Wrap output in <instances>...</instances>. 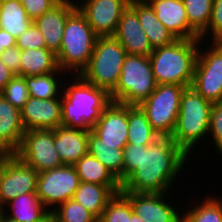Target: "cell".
Listing matches in <instances>:
<instances>
[{
  "mask_svg": "<svg viewBox=\"0 0 222 222\" xmlns=\"http://www.w3.org/2000/svg\"><path fill=\"white\" fill-rule=\"evenodd\" d=\"M32 23L21 0H4L0 5V28L15 38L25 32Z\"/></svg>",
  "mask_w": 222,
  "mask_h": 222,
  "instance_id": "cell-28",
  "label": "cell"
},
{
  "mask_svg": "<svg viewBox=\"0 0 222 222\" xmlns=\"http://www.w3.org/2000/svg\"><path fill=\"white\" fill-rule=\"evenodd\" d=\"M211 36H210V35ZM219 42L222 39V0H214L212 14L207 29L200 35V40Z\"/></svg>",
  "mask_w": 222,
  "mask_h": 222,
  "instance_id": "cell-37",
  "label": "cell"
},
{
  "mask_svg": "<svg viewBox=\"0 0 222 222\" xmlns=\"http://www.w3.org/2000/svg\"><path fill=\"white\" fill-rule=\"evenodd\" d=\"M212 104L191 86L186 87L181 95L180 109L171 137L189 157L193 156V149L208 138Z\"/></svg>",
  "mask_w": 222,
  "mask_h": 222,
  "instance_id": "cell-4",
  "label": "cell"
},
{
  "mask_svg": "<svg viewBox=\"0 0 222 222\" xmlns=\"http://www.w3.org/2000/svg\"><path fill=\"white\" fill-rule=\"evenodd\" d=\"M80 182L98 185H121L111 172L93 155L87 153L74 164Z\"/></svg>",
  "mask_w": 222,
  "mask_h": 222,
  "instance_id": "cell-30",
  "label": "cell"
},
{
  "mask_svg": "<svg viewBox=\"0 0 222 222\" xmlns=\"http://www.w3.org/2000/svg\"><path fill=\"white\" fill-rule=\"evenodd\" d=\"M16 46L20 50L45 48V39L40 30L32 23L29 28L16 38Z\"/></svg>",
  "mask_w": 222,
  "mask_h": 222,
  "instance_id": "cell-38",
  "label": "cell"
},
{
  "mask_svg": "<svg viewBox=\"0 0 222 222\" xmlns=\"http://www.w3.org/2000/svg\"><path fill=\"white\" fill-rule=\"evenodd\" d=\"M6 154L0 149V157H4Z\"/></svg>",
  "mask_w": 222,
  "mask_h": 222,
  "instance_id": "cell-45",
  "label": "cell"
},
{
  "mask_svg": "<svg viewBox=\"0 0 222 222\" xmlns=\"http://www.w3.org/2000/svg\"><path fill=\"white\" fill-rule=\"evenodd\" d=\"M120 193L130 202L133 212L144 222H182L179 204L177 207L173 206L171 197L166 199L169 193Z\"/></svg>",
  "mask_w": 222,
  "mask_h": 222,
  "instance_id": "cell-14",
  "label": "cell"
},
{
  "mask_svg": "<svg viewBox=\"0 0 222 222\" xmlns=\"http://www.w3.org/2000/svg\"><path fill=\"white\" fill-rule=\"evenodd\" d=\"M157 82L147 56H125L116 88L110 93L112 102L140 105L155 90Z\"/></svg>",
  "mask_w": 222,
  "mask_h": 222,
  "instance_id": "cell-7",
  "label": "cell"
},
{
  "mask_svg": "<svg viewBox=\"0 0 222 222\" xmlns=\"http://www.w3.org/2000/svg\"><path fill=\"white\" fill-rule=\"evenodd\" d=\"M0 60L12 71V73L20 76L21 50L17 46L6 49L0 54Z\"/></svg>",
  "mask_w": 222,
  "mask_h": 222,
  "instance_id": "cell-40",
  "label": "cell"
},
{
  "mask_svg": "<svg viewBox=\"0 0 222 222\" xmlns=\"http://www.w3.org/2000/svg\"><path fill=\"white\" fill-rule=\"evenodd\" d=\"M132 213L130 202L117 193L106 205L98 222H131Z\"/></svg>",
  "mask_w": 222,
  "mask_h": 222,
  "instance_id": "cell-34",
  "label": "cell"
},
{
  "mask_svg": "<svg viewBox=\"0 0 222 222\" xmlns=\"http://www.w3.org/2000/svg\"><path fill=\"white\" fill-rule=\"evenodd\" d=\"M91 130L97 135V144L126 145L128 105L111 102Z\"/></svg>",
  "mask_w": 222,
  "mask_h": 222,
  "instance_id": "cell-15",
  "label": "cell"
},
{
  "mask_svg": "<svg viewBox=\"0 0 222 222\" xmlns=\"http://www.w3.org/2000/svg\"><path fill=\"white\" fill-rule=\"evenodd\" d=\"M60 0H21L26 10L27 16L32 20H36L45 12H48Z\"/></svg>",
  "mask_w": 222,
  "mask_h": 222,
  "instance_id": "cell-39",
  "label": "cell"
},
{
  "mask_svg": "<svg viewBox=\"0 0 222 222\" xmlns=\"http://www.w3.org/2000/svg\"><path fill=\"white\" fill-rule=\"evenodd\" d=\"M185 88L177 84H157L151 95L140 104L159 136H172Z\"/></svg>",
  "mask_w": 222,
  "mask_h": 222,
  "instance_id": "cell-8",
  "label": "cell"
},
{
  "mask_svg": "<svg viewBox=\"0 0 222 222\" xmlns=\"http://www.w3.org/2000/svg\"><path fill=\"white\" fill-rule=\"evenodd\" d=\"M113 36L123 46L126 54L149 57L154 50L140 25L137 13L130 6L122 13Z\"/></svg>",
  "mask_w": 222,
  "mask_h": 222,
  "instance_id": "cell-18",
  "label": "cell"
},
{
  "mask_svg": "<svg viewBox=\"0 0 222 222\" xmlns=\"http://www.w3.org/2000/svg\"><path fill=\"white\" fill-rule=\"evenodd\" d=\"M0 93L8 102L20 110L30 97L25 78L18 75H15Z\"/></svg>",
  "mask_w": 222,
  "mask_h": 222,
  "instance_id": "cell-35",
  "label": "cell"
},
{
  "mask_svg": "<svg viewBox=\"0 0 222 222\" xmlns=\"http://www.w3.org/2000/svg\"><path fill=\"white\" fill-rule=\"evenodd\" d=\"M126 55L114 36H98L90 61L79 75L110 94L119 81Z\"/></svg>",
  "mask_w": 222,
  "mask_h": 222,
  "instance_id": "cell-6",
  "label": "cell"
},
{
  "mask_svg": "<svg viewBox=\"0 0 222 222\" xmlns=\"http://www.w3.org/2000/svg\"><path fill=\"white\" fill-rule=\"evenodd\" d=\"M0 222H17V221L10 219L9 217L5 216V215L0 211Z\"/></svg>",
  "mask_w": 222,
  "mask_h": 222,
  "instance_id": "cell-43",
  "label": "cell"
},
{
  "mask_svg": "<svg viewBox=\"0 0 222 222\" xmlns=\"http://www.w3.org/2000/svg\"><path fill=\"white\" fill-rule=\"evenodd\" d=\"M214 0H183L189 26L200 36L208 27Z\"/></svg>",
  "mask_w": 222,
  "mask_h": 222,
  "instance_id": "cell-32",
  "label": "cell"
},
{
  "mask_svg": "<svg viewBox=\"0 0 222 222\" xmlns=\"http://www.w3.org/2000/svg\"><path fill=\"white\" fill-rule=\"evenodd\" d=\"M14 76L15 74L0 60V92Z\"/></svg>",
  "mask_w": 222,
  "mask_h": 222,
  "instance_id": "cell-42",
  "label": "cell"
},
{
  "mask_svg": "<svg viewBox=\"0 0 222 222\" xmlns=\"http://www.w3.org/2000/svg\"><path fill=\"white\" fill-rule=\"evenodd\" d=\"M129 6L137 13L144 33L153 49L172 44L177 38L159 21L150 4L131 0Z\"/></svg>",
  "mask_w": 222,
  "mask_h": 222,
  "instance_id": "cell-23",
  "label": "cell"
},
{
  "mask_svg": "<svg viewBox=\"0 0 222 222\" xmlns=\"http://www.w3.org/2000/svg\"><path fill=\"white\" fill-rule=\"evenodd\" d=\"M120 191L121 185H98L80 182L72 199L99 219L108 202Z\"/></svg>",
  "mask_w": 222,
  "mask_h": 222,
  "instance_id": "cell-24",
  "label": "cell"
},
{
  "mask_svg": "<svg viewBox=\"0 0 222 222\" xmlns=\"http://www.w3.org/2000/svg\"><path fill=\"white\" fill-rule=\"evenodd\" d=\"M38 172L14 154L0 161V209L21 194L36 193Z\"/></svg>",
  "mask_w": 222,
  "mask_h": 222,
  "instance_id": "cell-12",
  "label": "cell"
},
{
  "mask_svg": "<svg viewBox=\"0 0 222 222\" xmlns=\"http://www.w3.org/2000/svg\"><path fill=\"white\" fill-rule=\"evenodd\" d=\"M124 146L97 144V135L89 130L88 153L99 160L121 184L123 183Z\"/></svg>",
  "mask_w": 222,
  "mask_h": 222,
  "instance_id": "cell-25",
  "label": "cell"
},
{
  "mask_svg": "<svg viewBox=\"0 0 222 222\" xmlns=\"http://www.w3.org/2000/svg\"><path fill=\"white\" fill-rule=\"evenodd\" d=\"M51 222H98V219L73 199L60 204L50 212Z\"/></svg>",
  "mask_w": 222,
  "mask_h": 222,
  "instance_id": "cell-33",
  "label": "cell"
},
{
  "mask_svg": "<svg viewBox=\"0 0 222 222\" xmlns=\"http://www.w3.org/2000/svg\"><path fill=\"white\" fill-rule=\"evenodd\" d=\"M60 75L63 77V75L67 76L68 73H66V71L64 70L59 69L58 71L53 73L38 76H25L24 78L29 90V95L33 98L38 99L62 98V79H65L67 77L61 78Z\"/></svg>",
  "mask_w": 222,
  "mask_h": 222,
  "instance_id": "cell-27",
  "label": "cell"
},
{
  "mask_svg": "<svg viewBox=\"0 0 222 222\" xmlns=\"http://www.w3.org/2000/svg\"><path fill=\"white\" fill-rule=\"evenodd\" d=\"M79 184L80 178L75 166L64 164L38 174L36 194L42 204L52 212L54 207L73 198Z\"/></svg>",
  "mask_w": 222,
  "mask_h": 222,
  "instance_id": "cell-10",
  "label": "cell"
},
{
  "mask_svg": "<svg viewBox=\"0 0 222 222\" xmlns=\"http://www.w3.org/2000/svg\"><path fill=\"white\" fill-rule=\"evenodd\" d=\"M203 42L201 40L191 87L204 99L222 103V44Z\"/></svg>",
  "mask_w": 222,
  "mask_h": 222,
  "instance_id": "cell-9",
  "label": "cell"
},
{
  "mask_svg": "<svg viewBox=\"0 0 222 222\" xmlns=\"http://www.w3.org/2000/svg\"><path fill=\"white\" fill-rule=\"evenodd\" d=\"M131 222H144L143 219L138 217L134 212L131 214Z\"/></svg>",
  "mask_w": 222,
  "mask_h": 222,
  "instance_id": "cell-44",
  "label": "cell"
},
{
  "mask_svg": "<svg viewBox=\"0 0 222 222\" xmlns=\"http://www.w3.org/2000/svg\"><path fill=\"white\" fill-rule=\"evenodd\" d=\"M208 136L214 143V151L222 156V103H213L210 112V125Z\"/></svg>",
  "mask_w": 222,
  "mask_h": 222,
  "instance_id": "cell-36",
  "label": "cell"
},
{
  "mask_svg": "<svg viewBox=\"0 0 222 222\" xmlns=\"http://www.w3.org/2000/svg\"><path fill=\"white\" fill-rule=\"evenodd\" d=\"M160 136L152 129L140 105H128V142L150 145Z\"/></svg>",
  "mask_w": 222,
  "mask_h": 222,
  "instance_id": "cell-29",
  "label": "cell"
},
{
  "mask_svg": "<svg viewBox=\"0 0 222 222\" xmlns=\"http://www.w3.org/2000/svg\"><path fill=\"white\" fill-rule=\"evenodd\" d=\"M68 79L71 84L66 82ZM67 80H64L61 98L62 125L91 130L112 102L110 94L88 83L80 75H74L72 79L68 77Z\"/></svg>",
  "mask_w": 222,
  "mask_h": 222,
  "instance_id": "cell-2",
  "label": "cell"
},
{
  "mask_svg": "<svg viewBox=\"0 0 222 222\" xmlns=\"http://www.w3.org/2000/svg\"><path fill=\"white\" fill-rule=\"evenodd\" d=\"M77 9L75 0H60L48 12L33 21L45 39V48L60 50L67 18Z\"/></svg>",
  "mask_w": 222,
  "mask_h": 222,
  "instance_id": "cell-17",
  "label": "cell"
},
{
  "mask_svg": "<svg viewBox=\"0 0 222 222\" xmlns=\"http://www.w3.org/2000/svg\"><path fill=\"white\" fill-rule=\"evenodd\" d=\"M14 155L38 173L64 165L54 146V129L25 131Z\"/></svg>",
  "mask_w": 222,
  "mask_h": 222,
  "instance_id": "cell-11",
  "label": "cell"
},
{
  "mask_svg": "<svg viewBox=\"0 0 222 222\" xmlns=\"http://www.w3.org/2000/svg\"><path fill=\"white\" fill-rule=\"evenodd\" d=\"M131 0H80L77 8L98 36H113ZM80 2V3H79Z\"/></svg>",
  "mask_w": 222,
  "mask_h": 222,
  "instance_id": "cell-13",
  "label": "cell"
},
{
  "mask_svg": "<svg viewBox=\"0 0 222 222\" xmlns=\"http://www.w3.org/2000/svg\"><path fill=\"white\" fill-rule=\"evenodd\" d=\"M153 8L159 21L177 39H200L189 26L183 0L144 1Z\"/></svg>",
  "mask_w": 222,
  "mask_h": 222,
  "instance_id": "cell-19",
  "label": "cell"
},
{
  "mask_svg": "<svg viewBox=\"0 0 222 222\" xmlns=\"http://www.w3.org/2000/svg\"><path fill=\"white\" fill-rule=\"evenodd\" d=\"M123 149L120 192L172 194L175 179L191 160L171 136H160L150 145L127 143Z\"/></svg>",
  "mask_w": 222,
  "mask_h": 222,
  "instance_id": "cell-1",
  "label": "cell"
},
{
  "mask_svg": "<svg viewBox=\"0 0 222 222\" xmlns=\"http://www.w3.org/2000/svg\"><path fill=\"white\" fill-rule=\"evenodd\" d=\"M200 39H177L153 50L149 58L157 84L190 87L199 51Z\"/></svg>",
  "mask_w": 222,
  "mask_h": 222,
  "instance_id": "cell-3",
  "label": "cell"
},
{
  "mask_svg": "<svg viewBox=\"0 0 222 222\" xmlns=\"http://www.w3.org/2000/svg\"><path fill=\"white\" fill-rule=\"evenodd\" d=\"M217 196L206 195L197 206L184 210L182 222H222V197Z\"/></svg>",
  "mask_w": 222,
  "mask_h": 222,
  "instance_id": "cell-31",
  "label": "cell"
},
{
  "mask_svg": "<svg viewBox=\"0 0 222 222\" xmlns=\"http://www.w3.org/2000/svg\"><path fill=\"white\" fill-rule=\"evenodd\" d=\"M89 130L60 125L54 129V146L65 165H74L88 153Z\"/></svg>",
  "mask_w": 222,
  "mask_h": 222,
  "instance_id": "cell-20",
  "label": "cell"
},
{
  "mask_svg": "<svg viewBox=\"0 0 222 222\" xmlns=\"http://www.w3.org/2000/svg\"><path fill=\"white\" fill-rule=\"evenodd\" d=\"M142 1H163V0H142Z\"/></svg>",
  "mask_w": 222,
  "mask_h": 222,
  "instance_id": "cell-46",
  "label": "cell"
},
{
  "mask_svg": "<svg viewBox=\"0 0 222 222\" xmlns=\"http://www.w3.org/2000/svg\"><path fill=\"white\" fill-rule=\"evenodd\" d=\"M13 46H16V38L0 28V54Z\"/></svg>",
  "mask_w": 222,
  "mask_h": 222,
  "instance_id": "cell-41",
  "label": "cell"
},
{
  "mask_svg": "<svg viewBox=\"0 0 222 222\" xmlns=\"http://www.w3.org/2000/svg\"><path fill=\"white\" fill-rule=\"evenodd\" d=\"M24 132L21 110L0 93V149L5 154H14L21 145Z\"/></svg>",
  "mask_w": 222,
  "mask_h": 222,
  "instance_id": "cell-21",
  "label": "cell"
},
{
  "mask_svg": "<svg viewBox=\"0 0 222 222\" xmlns=\"http://www.w3.org/2000/svg\"><path fill=\"white\" fill-rule=\"evenodd\" d=\"M20 76H38L59 70L56 54L47 48L21 50Z\"/></svg>",
  "mask_w": 222,
  "mask_h": 222,
  "instance_id": "cell-26",
  "label": "cell"
},
{
  "mask_svg": "<svg viewBox=\"0 0 222 222\" xmlns=\"http://www.w3.org/2000/svg\"><path fill=\"white\" fill-rule=\"evenodd\" d=\"M98 35L86 17L77 8L66 20L59 52L56 54L59 69L70 75H79L88 65Z\"/></svg>",
  "mask_w": 222,
  "mask_h": 222,
  "instance_id": "cell-5",
  "label": "cell"
},
{
  "mask_svg": "<svg viewBox=\"0 0 222 222\" xmlns=\"http://www.w3.org/2000/svg\"><path fill=\"white\" fill-rule=\"evenodd\" d=\"M61 98L38 99L29 97L21 109V120L25 131L34 129H56L62 125Z\"/></svg>",
  "mask_w": 222,
  "mask_h": 222,
  "instance_id": "cell-16",
  "label": "cell"
},
{
  "mask_svg": "<svg viewBox=\"0 0 222 222\" xmlns=\"http://www.w3.org/2000/svg\"><path fill=\"white\" fill-rule=\"evenodd\" d=\"M0 211L17 222H51L50 211L36 193L21 194L6 203Z\"/></svg>",
  "mask_w": 222,
  "mask_h": 222,
  "instance_id": "cell-22",
  "label": "cell"
}]
</instances>
